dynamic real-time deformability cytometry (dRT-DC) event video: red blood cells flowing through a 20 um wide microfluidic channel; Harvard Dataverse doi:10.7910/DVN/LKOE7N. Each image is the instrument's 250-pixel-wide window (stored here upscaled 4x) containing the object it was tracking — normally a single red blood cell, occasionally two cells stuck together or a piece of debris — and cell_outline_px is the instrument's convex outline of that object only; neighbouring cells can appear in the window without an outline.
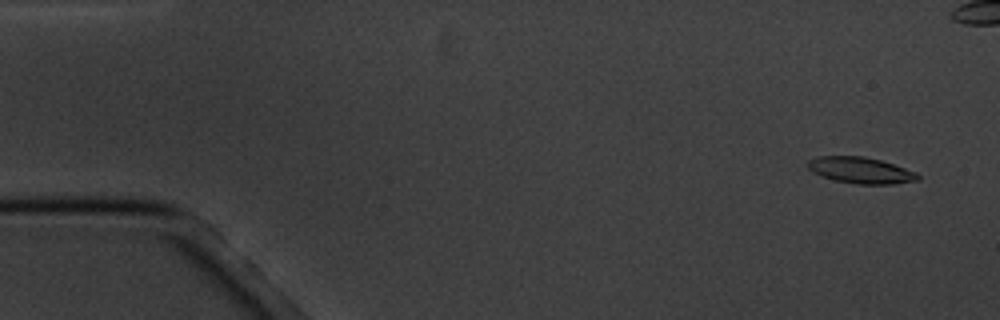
{"species": "common noctule bat (a hibernating species)", "species_latin": "Nyctalus noctula", "temperature_condition": "cold", "stored_images_in_passage": 8, "segment_of_instrument_passage": [1, 2], "camera_frame_rate_fps": 3000, "um_per_image_px": 0.085, "animal": {"sex": "male", "body_mass_g": 20.1, "forearm_length_mm": 53.5}, "frame": {"image": 1, "passage_image": 1, "time_ms": 0.0, "image_size_px": [1000, 320], "cell_outline_px": [[920, 180], [892, 184], [856, 184], [836, 180], [820, 176], [812, 172], [808, 168], [808, 160], [816, 156], [864, 156], [880, 160], [916, 172], [920, 176]], "centroid_in_image_um": [73.14, 14.47], "position_along_channel_um": 11.9, "area_um2": 16.82}}
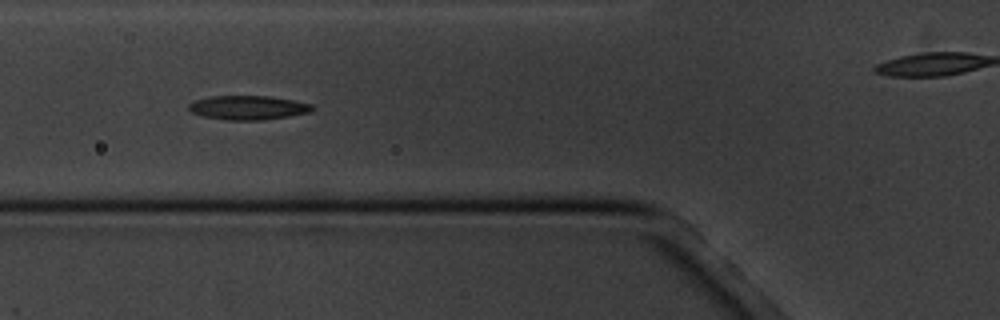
{"frame": {"image": 2, "passage_image": 6, "time_ms": 6.0, "image_size_px": [1000, 320], "cell_outline_px": [[312, 108], [308, 112], [288, 116], [264, 120], [228, 120], [204, 116], [192, 112], [188, 108], [188, 104], [192, 100], [208, 96], [268, 96], [296, 100], [312, 104]], "centroid_in_image_um": [21.04, 9.13], "position_along_channel_um": 104.8, "area_um2": 17.34}}
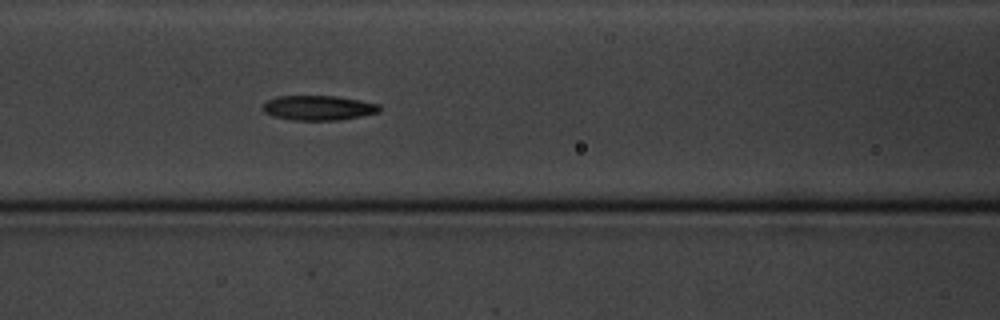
{"frame": {"image": 3, "passage_image": 7, "time_ms": 7.0, "image_size_px": [1000, 320], "cell_outline_px": [[380, 112], [340, 120], [292, 120], [276, 116], [264, 112], [264, 104], [268, 100], [280, 96], [336, 96], [360, 100], [380, 104]], "centroid_in_image_um": [27.12, 9.16], "position_along_channel_um": 139.5, "area_um2": 16.65}}